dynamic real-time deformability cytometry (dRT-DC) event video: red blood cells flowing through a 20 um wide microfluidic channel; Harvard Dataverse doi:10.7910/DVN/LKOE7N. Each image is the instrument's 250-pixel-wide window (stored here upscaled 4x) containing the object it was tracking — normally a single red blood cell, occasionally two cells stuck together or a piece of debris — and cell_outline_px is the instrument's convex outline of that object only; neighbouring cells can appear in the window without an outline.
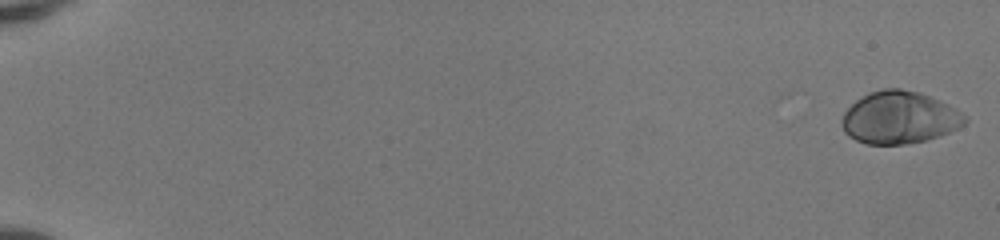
{"species": "human", "species_latin": "Homo sapiens", "temperature_condition": "room temperature", "stored_images_in_passage": 52, "camera_frame_rate_fps": 3000, "um_per_image_px": 0.085, "donor": {"sex": "female"}, "frame": {"image": 1, "passage_image": 1, "time_ms": 0.0, "image_size_px": [1000, 240], "cell_outline_px": [[968, 120], [964, 124], [948, 132], [924, 140], [904, 144], [868, 144], [856, 140], [848, 136], [844, 132], [840, 124], [840, 120], [844, 112], [856, 100], [868, 92], [884, 88], [900, 88], [920, 92], [948, 104], [956, 108], [968, 116]], "centroid_in_image_um": [76.42, 9.98], "position_along_channel_um": 8.6, "area_um2": 37.63}}
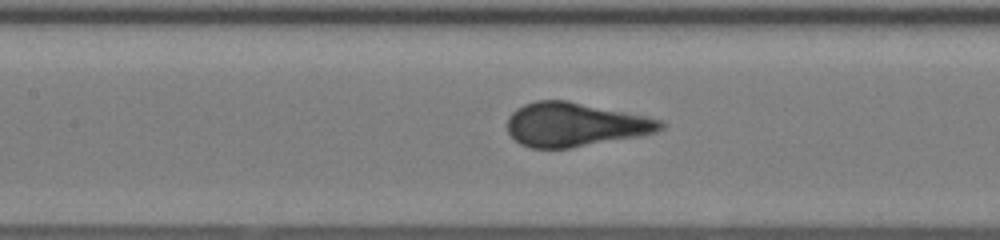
{"frame": {"image": 2, "passage_image": 27, "time_ms": 8.667, "image_size_px": [1000, 240], "cell_outline_px": [[668, 124], [664, 128], [656, 132], [636, 136], [568, 148], [532, 148], [520, 144], [508, 132], [508, 116], [516, 108], [524, 104], [536, 100], [568, 100], [664, 120]], "centroid_in_image_um": [48.87, 10.57], "position_along_channel_um": 158.5, "area_um2": 39.02}}
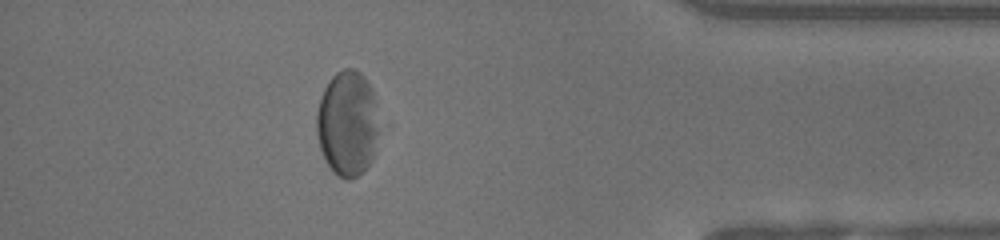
{"frame": {"image": 3, "passage_image": 47, "time_ms": 15.333, "image_size_px": [1000, 240], "cell_outline_px": [[392, 124], [372, 160], [352, 180], [344, 180], [336, 176], [332, 172], [324, 160], [320, 148], [316, 132], [316, 112], [324, 88], [332, 76], [336, 72], [344, 68], [356, 68], [364, 76], [372, 88]], "centroid_in_image_um": [29.74, 10.5], "position_along_channel_um": 405.5, "area_um2": 42.08}, "authors_computed_cell_mechanics": {"area_um2": 38.3503, "velocity_mm_per_s": 4.1183, "shape_relaxation_time_tau1_ms": 2.4703, "shape_relaxation_time_tau2_ms": null, "deformation_change_tau1": 0.1335, "deformation_change_tau2": null}}